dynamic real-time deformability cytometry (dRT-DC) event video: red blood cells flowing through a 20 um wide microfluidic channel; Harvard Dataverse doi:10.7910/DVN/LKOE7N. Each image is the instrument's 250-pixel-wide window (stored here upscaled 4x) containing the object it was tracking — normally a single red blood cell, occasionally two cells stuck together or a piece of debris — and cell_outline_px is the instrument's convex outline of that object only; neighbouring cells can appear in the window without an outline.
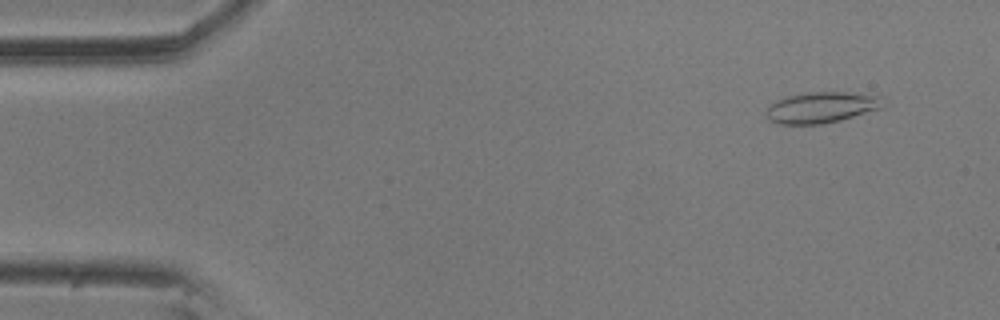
{"species": "common noctule bat (a hibernating species)", "species_latin": "Nyctalus noctula", "temperature_condition": "room temperature", "stored_images_in_passage": 9, "camera_frame_rate_fps": 3000, "um_per_image_px": 0.085, "animal": {"sex": "male", "body_mass_g": 20.5, "forearm_length_mm": 52.5}, "frame": {"image": 1, "passage_image": 5, "time_ms": 1.333, "image_size_px": [1000, 320], "cell_outline_px": [[880, 108], [840, 120], [820, 124], [780, 124], [768, 120], [768, 104], [776, 100], [788, 96], [808, 92], [844, 92], [880, 96]], "centroid_in_image_um": [69.75, 9.13], "position_along_channel_um": 15.3, "area_um2": 20.63}}